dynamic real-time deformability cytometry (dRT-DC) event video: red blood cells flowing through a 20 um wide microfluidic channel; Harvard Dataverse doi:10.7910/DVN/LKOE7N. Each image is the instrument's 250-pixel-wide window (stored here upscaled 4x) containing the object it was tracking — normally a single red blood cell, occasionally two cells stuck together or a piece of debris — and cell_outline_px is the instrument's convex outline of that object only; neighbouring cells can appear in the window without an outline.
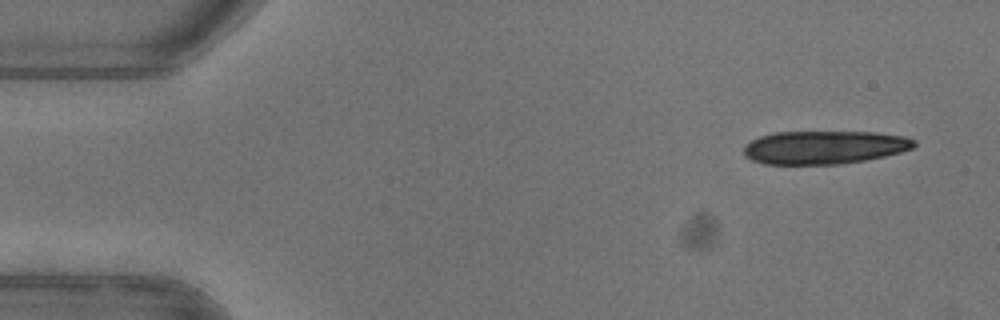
{"species": "common noctule bat (a hibernating species)", "species_latin": "Nyctalus noctula", "temperature_condition": "warm", "stored_images_in_passage": 10, "camera_frame_rate_fps": 3000, "um_per_image_px": 0.085, "animal": {"sex": "female"}, "frame": {"image": 1, "passage_image": 1, "time_ms": 0.0, "image_size_px": [1000, 320], "cell_outline_px": [[916, 144], [912, 148], [900, 152], [884, 156], [864, 160], [840, 164], [764, 164], [752, 160], [744, 156], [744, 144], [760, 136], [776, 132], [876, 132], [908, 136], [916, 140]], "centroid_in_image_um": [70.07, 12.52], "position_along_channel_um": 14.9, "area_um2": 33.18}}